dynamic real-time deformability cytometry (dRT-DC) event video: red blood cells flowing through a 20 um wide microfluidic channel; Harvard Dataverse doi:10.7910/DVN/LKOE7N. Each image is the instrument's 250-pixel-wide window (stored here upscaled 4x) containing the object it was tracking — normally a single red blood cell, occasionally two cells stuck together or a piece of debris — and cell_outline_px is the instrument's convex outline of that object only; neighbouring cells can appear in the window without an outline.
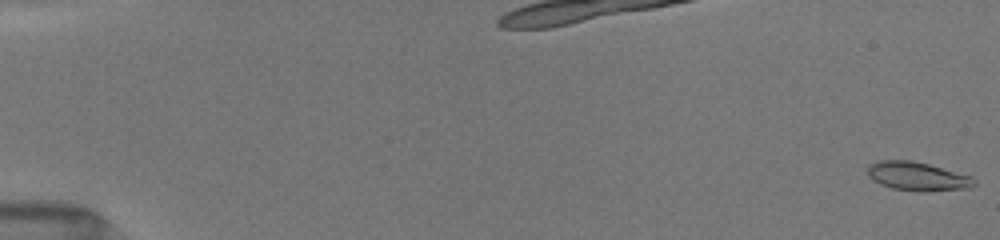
{"species": "common noctule bat (a hibernating species)", "species_latin": "Nyctalus noctula", "temperature_condition": "room temperature", "stored_images_in_passage": 54, "camera_frame_rate_fps": 3000, "um_per_image_px": 0.085, "animal": {"sex": "female", "body_mass_g": 19.5, "forearm_length_mm": 54.1}, "frame": {"image": 1, "passage_image": 1, "time_ms": 0.0, "image_size_px": [1000, 240], "cell_outline_px": [[976, 184], [972, 188], [928, 192], [924, 192], [892, 188], [880, 184], [872, 180], [868, 176], [868, 164], [876, 160], [912, 160], [928, 164], [972, 176], [976, 180]], "centroid_in_image_um": [78.0, 14.99], "position_along_channel_um": 7.0, "area_um2": 18.15}}
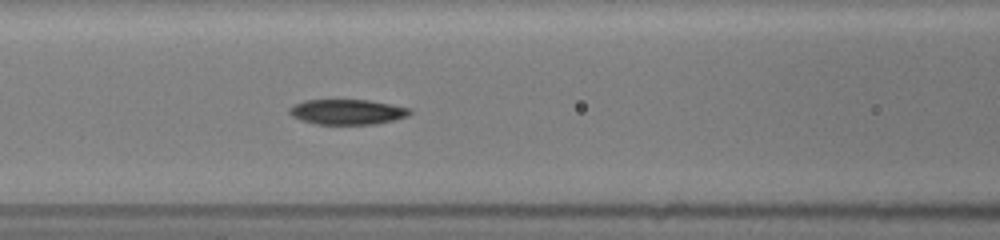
{"frame": {"image": 2, "passage_image": 38, "time_ms": 7.667, "image_size_px": [1000, 240], "cell_outline_px": [[412, 112], [408, 116], [376, 124], [316, 124], [300, 120], [292, 116], [288, 112], [288, 108], [304, 100], [368, 100], [392, 104], [412, 108]], "centroid_in_image_um": [29.53, 9.51], "position_along_channel_um": 137.1, "area_um2": 17.74}}
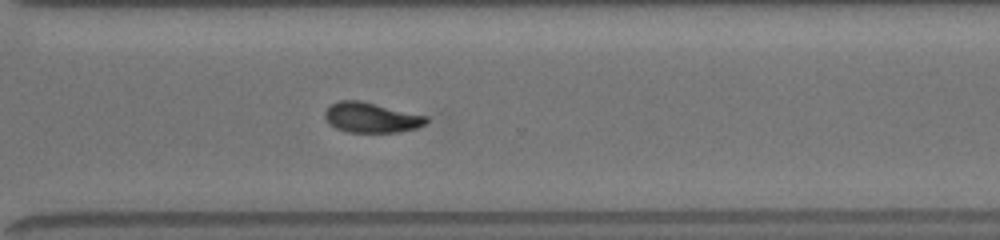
{"frame": {"image": 3, "passage_image": 54, "time_ms": 12.667, "image_size_px": [1000, 240], "cell_outline_px": [[428, 120], [424, 124], [416, 128], [400, 132], [348, 132], [336, 128], [328, 124], [324, 116], [324, 112], [332, 104], [340, 100], [360, 100], [428, 116]], "centroid_in_image_um": [31.55, 9.99], "position_along_channel_um": 339.1, "area_um2": 17.8}}